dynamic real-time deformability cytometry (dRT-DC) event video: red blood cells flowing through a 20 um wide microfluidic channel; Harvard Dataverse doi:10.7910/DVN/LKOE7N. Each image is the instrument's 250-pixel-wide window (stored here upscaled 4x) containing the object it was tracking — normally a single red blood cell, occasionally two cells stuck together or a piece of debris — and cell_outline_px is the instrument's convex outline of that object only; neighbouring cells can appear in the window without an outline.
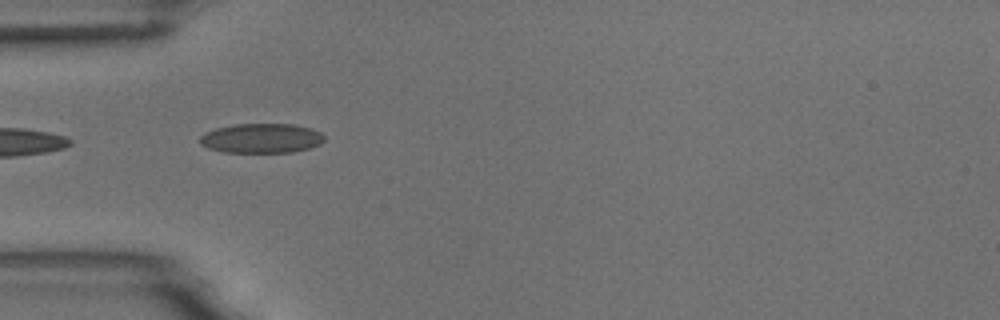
{"species": "common noctule bat (a hibernating species)", "species_latin": "Nyctalus noctula", "temperature_condition": "room temperature", "stored_images_in_passage": 3, "camera_frame_rate_fps": 3000, "um_per_image_px": 0.085, "animal": {"sex": "male", "body_mass_g": 18.8}, "frame": {"image": 1, "passage_image": 2, "time_ms": 1.333, "image_size_px": [1000, 320], "cell_outline_px": [[324, 140], [320, 144], [308, 148], [292, 152], [224, 152], [208, 148], [200, 144], [200, 136], [204, 132], [216, 128], [232, 124], [296, 124], [312, 128], [320, 132], [324, 136]], "centroid_in_image_um": [22.21, 11.74], "position_along_channel_um": 62.8, "area_um2": 21.56}}